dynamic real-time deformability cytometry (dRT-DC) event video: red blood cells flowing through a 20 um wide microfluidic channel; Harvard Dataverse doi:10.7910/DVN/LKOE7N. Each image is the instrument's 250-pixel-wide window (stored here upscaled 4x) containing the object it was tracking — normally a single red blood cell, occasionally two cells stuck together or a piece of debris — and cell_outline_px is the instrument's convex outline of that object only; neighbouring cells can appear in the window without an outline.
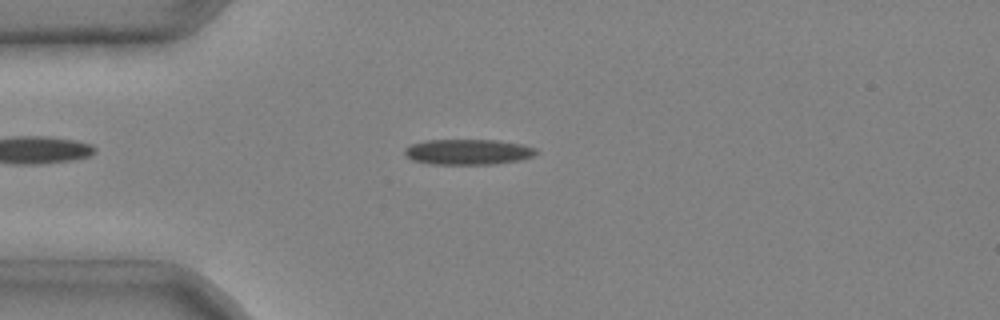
{"species": "common noctule bat (a hibernating species)", "species_latin": "Nyctalus noctula", "temperature_condition": "cold", "stored_images_in_passage": 2, "camera_frame_rate_fps": 3000, "um_per_image_px": 0.085, "animal": {"sex": "male", "body_mass_g": 20.4}, "frame": {"image": 1, "passage_image": 2, "time_ms": 0.333, "image_size_px": [1000, 320], "cell_outline_px": [[540, 152], [532, 156], [520, 160], [496, 164], [432, 164], [412, 160], [404, 152], [404, 148], [412, 144], [428, 140], [500, 140], [524, 144], [536, 148]], "centroid_in_image_um": [39.84, 12.91], "position_along_channel_um": 45.2, "area_um2": 19.65}}